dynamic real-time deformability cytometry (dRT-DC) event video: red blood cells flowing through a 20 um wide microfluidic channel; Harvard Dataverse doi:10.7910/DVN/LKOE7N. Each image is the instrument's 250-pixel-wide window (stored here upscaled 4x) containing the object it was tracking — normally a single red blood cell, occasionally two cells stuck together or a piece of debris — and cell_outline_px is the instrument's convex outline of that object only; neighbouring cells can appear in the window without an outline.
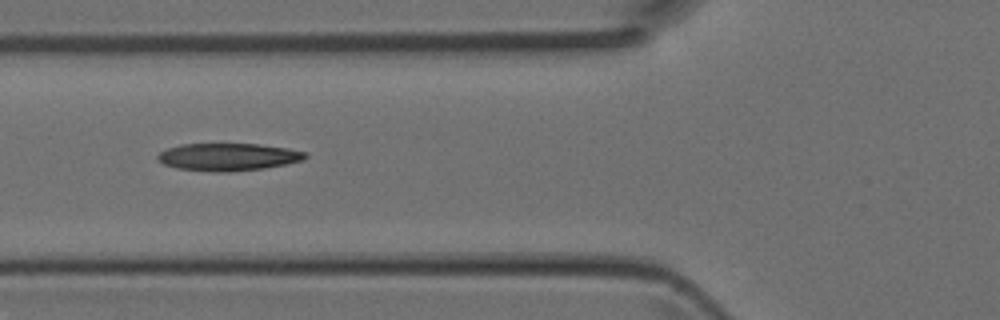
{"species": "Egyptian fruit bat (a non-hibernating species)", "species_latin": "Rousettus aegyptiacus", "temperature_condition": "room temperature", "stored_images_in_passage": 4, "camera_frame_rate_fps": 3000, "um_per_image_px": 0.085, "animal": {"sex": "female"}, "frame": {"image": 1, "passage_image": 4, "time_ms": 1.0, "image_size_px": [1000, 320], "cell_outline_px": [[308, 156], [304, 160], [264, 168], [228, 172], [212, 172], [176, 168], [164, 164], [156, 156], [164, 148], [180, 144], [256, 144], [288, 148], [308, 152]], "centroid_in_image_um": [19.38, 13.33], "position_along_channel_um": 106.4, "area_um2": 23.76}}